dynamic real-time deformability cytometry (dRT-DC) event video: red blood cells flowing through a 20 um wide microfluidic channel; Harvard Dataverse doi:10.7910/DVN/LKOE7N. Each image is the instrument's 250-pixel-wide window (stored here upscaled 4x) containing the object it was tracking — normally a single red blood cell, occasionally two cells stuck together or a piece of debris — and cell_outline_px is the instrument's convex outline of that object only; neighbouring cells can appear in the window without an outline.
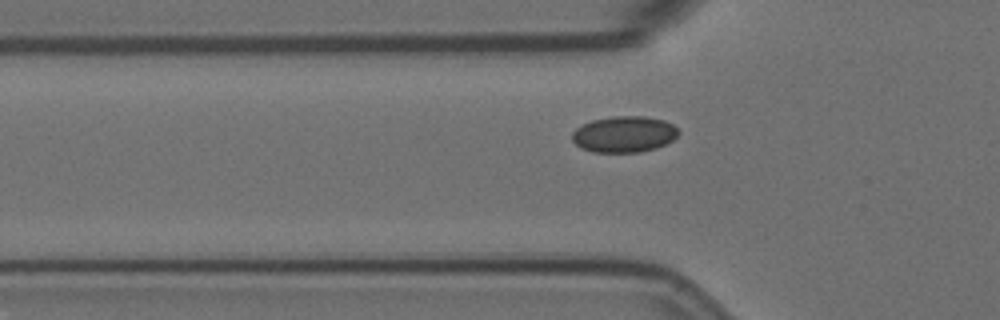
{"species": "Egyptian fruit bat (a non-hibernating species)", "species_latin": "Rousettus aegyptiacus", "temperature_condition": "room temperature", "stored_images_in_passage": 42, "camera_frame_rate_fps": 3000, "um_per_image_px": 0.085, "animal": {"sex": "female"}, "frame": {"image": 1, "passage_image": 10, "time_ms": 3.0, "image_size_px": [1000, 320], "cell_outline_px": [[680, 132], [672, 140], [656, 148], [640, 152], [592, 152], [580, 148], [572, 140], [572, 132], [576, 128], [592, 120], [612, 116], [644, 116], [664, 120], [672, 124]], "centroid_in_image_um": [53.03, 11.41], "position_along_channel_um": 72.8, "area_um2": 22.43}}
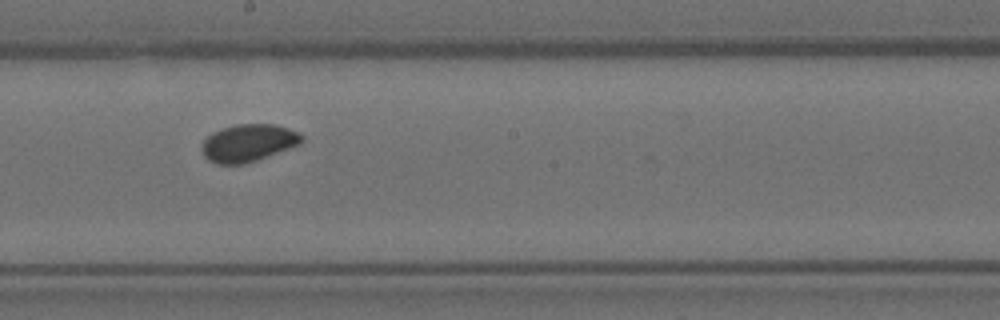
{"frame": {"image": 2, "passage_image": 23, "time_ms": 7.333, "image_size_px": [1000, 320], "cell_outline_px": [[304, 140], [300, 144], [256, 160], [244, 164], [216, 164], [208, 160], [204, 156], [200, 148], [204, 140], [212, 132], [236, 124], [276, 124], [300, 132], [304, 136]], "centroid_in_image_um": [21.11, 12.14], "position_along_channel_um": 227.1, "area_um2": 21.85}}
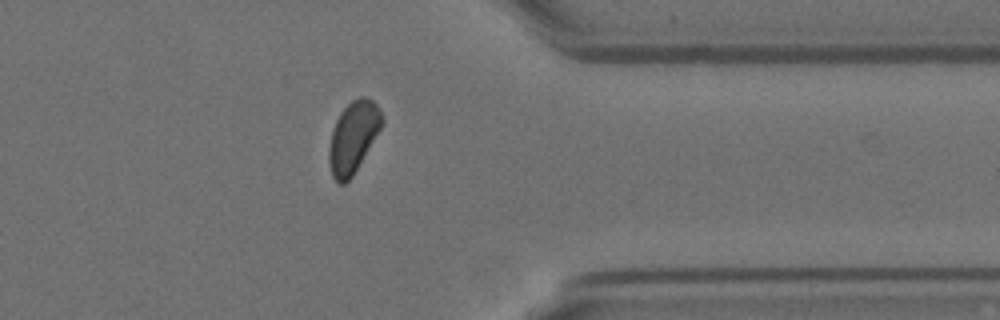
{"frame": {"image": 3, "passage_image": 37, "time_ms": 12.0, "image_size_px": [1000, 320], "cell_outline_px": [[384, 120], [380, 128], [352, 176], [344, 184], [340, 184], [332, 176], [328, 164], [328, 148], [332, 128], [340, 112], [352, 100], [360, 96], [364, 96], [372, 100], [376, 104]], "centroid_in_image_um": [29.97, 11.64], "position_along_channel_um": 381.4, "area_um2": 21.73}, "authors_computed_cell_mechanics": {"area_um2": 21.8484, "velocity_mm_per_s": 3.5418, "shape_relaxation_time_tau1_ms": 5.6886, "shape_relaxation_time_tau2_ms": 4.4813, "deformation_change_tau1": 0.0405, "deformation_change_tau2": 0.0571}}